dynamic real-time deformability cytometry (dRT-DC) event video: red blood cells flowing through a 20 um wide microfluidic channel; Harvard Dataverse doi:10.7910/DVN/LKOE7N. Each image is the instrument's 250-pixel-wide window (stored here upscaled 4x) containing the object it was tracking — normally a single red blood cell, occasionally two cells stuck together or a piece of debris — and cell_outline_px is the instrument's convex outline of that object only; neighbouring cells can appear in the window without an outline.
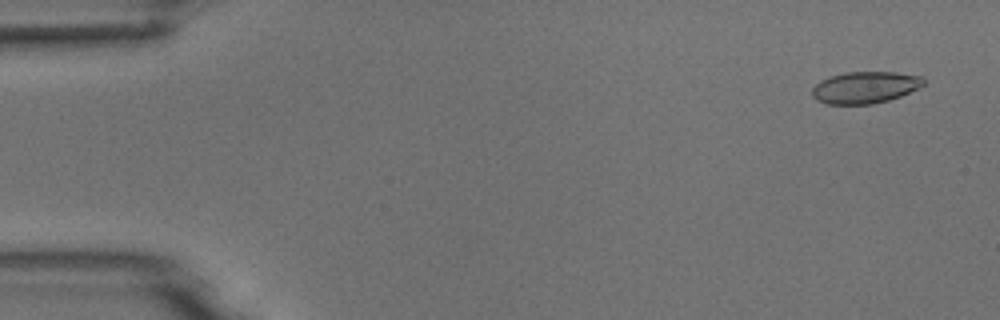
{"species": "common noctule bat (a hibernating species)", "species_latin": "Nyctalus noctula", "temperature_condition": "room temperature", "stored_images_in_passage": 4, "camera_frame_rate_fps": 3000, "um_per_image_px": 0.085, "animal": {"sex": "male", "body_mass_g": 18.8}, "frame": {"image": 1, "passage_image": 1, "time_ms": 0.0, "image_size_px": [1000, 320], "cell_outline_px": [[924, 84], [900, 96], [888, 100], [872, 104], [828, 104], [816, 100], [812, 96], [812, 88], [820, 80], [828, 76], [844, 72], [896, 72], [924, 76]], "centroid_in_image_um": [73.49, 7.42], "position_along_channel_um": 11.5, "area_um2": 20.69}}
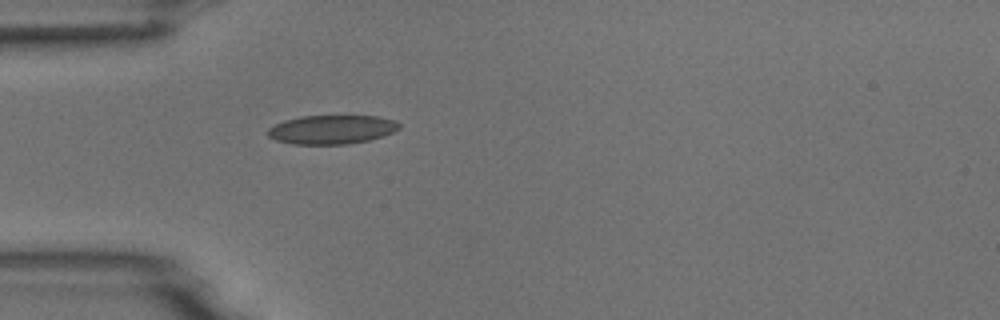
{"frame": {"image": 2, "passage_image": 4, "time_ms": 4.333, "image_size_px": [1000, 320], "cell_outline_px": [[400, 128], [384, 136], [368, 140], [348, 144], [292, 144], [276, 140], [268, 136], [268, 128], [284, 120], [304, 116], [376, 116], [396, 120], [400, 124]], "centroid_in_image_um": [28.22, 11.01], "position_along_channel_um": 56.8, "area_um2": 22.08}}